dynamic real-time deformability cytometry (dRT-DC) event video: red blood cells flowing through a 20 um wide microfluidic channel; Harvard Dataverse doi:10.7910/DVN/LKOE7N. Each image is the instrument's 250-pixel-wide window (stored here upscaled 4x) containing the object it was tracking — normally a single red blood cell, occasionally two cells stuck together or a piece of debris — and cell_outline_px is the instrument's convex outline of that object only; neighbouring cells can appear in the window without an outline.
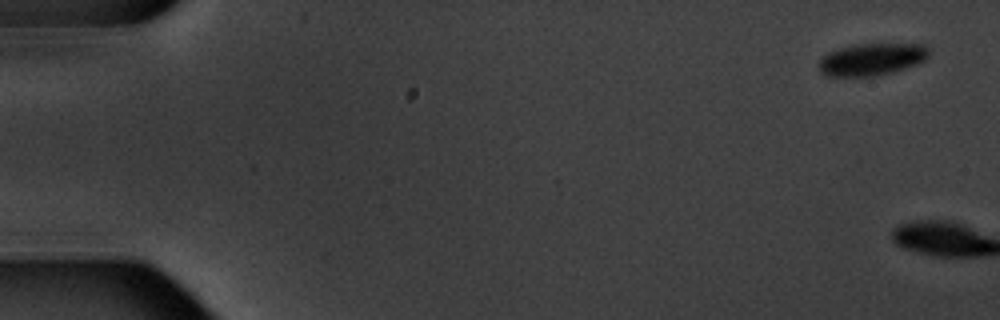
{"species": "common noctule bat (a hibernating species)", "species_latin": "Nyctalus noctula", "temperature_condition": "warm", "stored_images_in_passage": 2, "camera_frame_rate_fps": 3000, "um_per_image_px": 0.085, "animal": {"sex": "male", "body_mass_g": 20.1, "forearm_length_mm": 53.5}, "frame": {"image": 1, "passage_image": 1, "time_ms": 0.0, "image_size_px": [1000, 320], "cell_outline_px": [[928, 56], [920, 64], [892, 72], [876, 76], [828, 76], [820, 72], [816, 64], [828, 52], [840, 48], [856, 44], [924, 44], [928, 48]], "centroid_in_image_um": [74.09, 5.05], "position_along_channel_um": 10.9, "area_um2": 20.75}}